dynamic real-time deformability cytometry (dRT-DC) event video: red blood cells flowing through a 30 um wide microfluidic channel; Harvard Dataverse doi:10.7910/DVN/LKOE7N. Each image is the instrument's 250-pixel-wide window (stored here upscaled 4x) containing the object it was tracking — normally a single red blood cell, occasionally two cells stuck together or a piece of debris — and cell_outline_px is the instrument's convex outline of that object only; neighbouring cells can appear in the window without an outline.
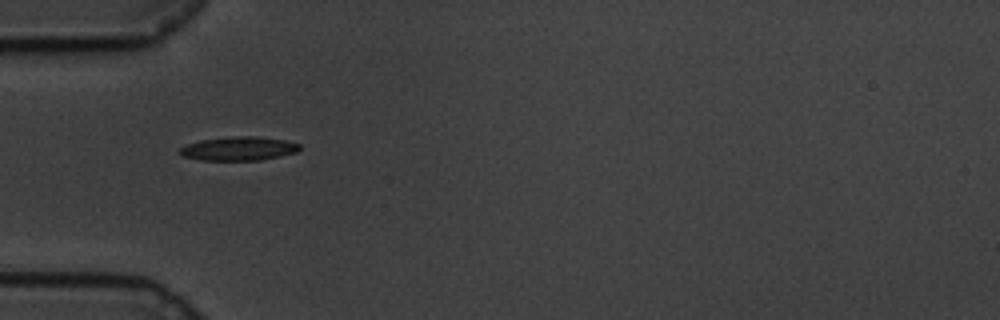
{"species": "common noctule bat (a hibernating species)", "species_latin": "Nyctalus noctula", "temperature_condition": "cold", "stored_images_in_passage": 42, "camera_frame_rate_fps": 3000, "um_per_image_px": 0.085, "animal": {"sex": "male", "body_mass_g": 19.5, "forearm_length_mm": 54.6}, "frame": {"image": 1, "passage_image": 1, "time_ms": 0.0, "image_size_px": [1000, 320], "cell_outline_px": [[300, 148], [296, 152], [280, 156], [260, 160], [204, 160], [184, 156], [176, 152], [180, 148], [188, 144], [200, 140], [228, 136], [256, 136], [284, 140], [300, 144]], "centroid_in_image_um": [20.27, 12.62], "position_along_channel_um": 64.7, "area_um2": 16.59}}
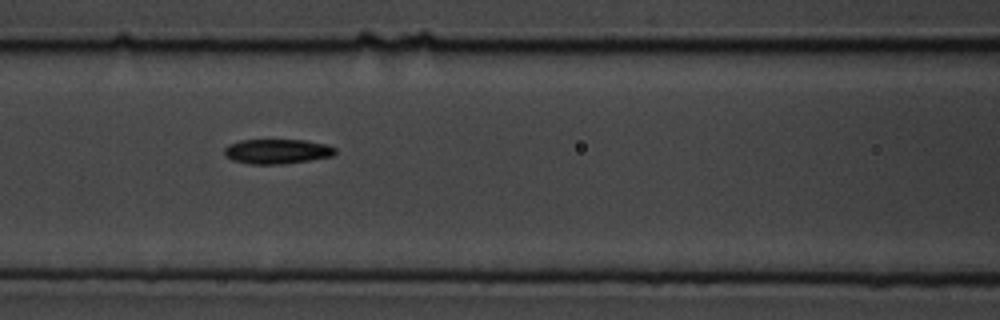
{"frame": {"image": 2, "passage_image": 8, "time_ms": 2.333, "image_size_px": [1000, 320], "cell_outline_px": [[336, 152], [332, 156], [284, 164], [248, 164], [232, 160], [224, 156], [224, 148], [228, 144], [240, 140], [304, 140], [324, 144], [336, 148]], "centroid_in_image_um": [23.5, 12.87], "position_along_channel_um": 143.1, "area_um2": 16.01}}
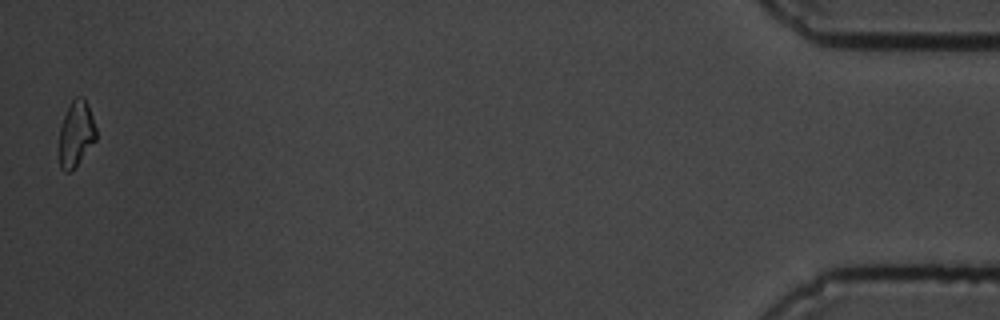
{"frame": {"image": 3, "passage_image": 41, "time_ms": 13.333, "image_size_px": [1000, 320], "cell_outline_px": [[96, 140], [76, 164], [68, 172], [64, 172], [60, 168], [60, 128], [64, 116], [72, 100], [76, 96], [84, 96], [88, 104], [96, 128]], "centroid_in_image_um": [6.48, 11.33], "position_along_channel_um": 428.7, "area_um2": 13.81}, "authors_computed_cell_mechanics": {"area_um2": 15.606, "velocity_mm_per_s": 3.4062, "shape_relaxation_time_tau1_ms": 4.1844, "shape_relaxation_time_tau2_ms": 6.6385, "deformation_change_tau1": 0.1159, "deformation_change_tau2": 0.1202}}